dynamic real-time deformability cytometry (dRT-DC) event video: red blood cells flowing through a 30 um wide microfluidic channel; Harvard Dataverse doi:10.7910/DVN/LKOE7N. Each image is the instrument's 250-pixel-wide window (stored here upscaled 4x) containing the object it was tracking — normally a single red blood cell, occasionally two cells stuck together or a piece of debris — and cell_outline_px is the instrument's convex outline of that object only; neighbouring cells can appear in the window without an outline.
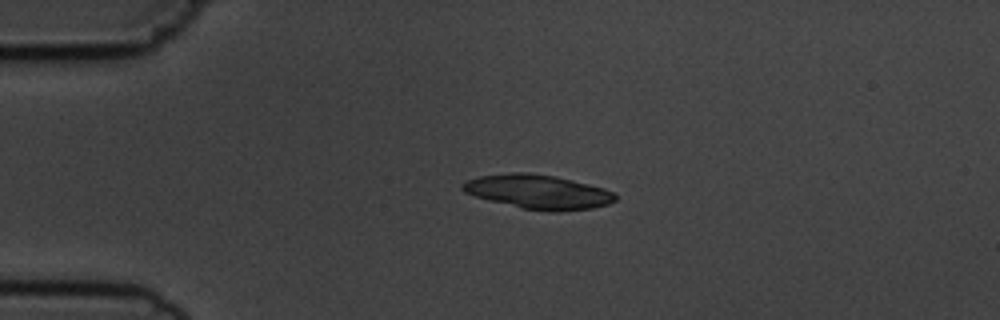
{"species": "common noctule bat (a hibernating species)", "species_latin": "Nyctalus noctula", "temperature_condition": "cold", "stored_images_in_passage": 3, "camera_frame_rate_fps": 3000, "um_per_image_px": 0.085, "animal": {"sex": "male", "body_mass_g": 19.5, "forearm_length_mm": 54.6}, "frame": {"image": 1, "passage_image": 3, "time_ms": 2.333, "image_size_px": [1000, 320], "cell_outline_px": [[616, 200], [608, 204], [592, 208], [560, 212], [552, 212], [520, 208], [476, 196], [464, 192], [460, 188], [460, 184], [468, 180], [480, 176], [512, 172], [528, 172], [556, 176], [604, 188], [612, 192], [616, 196]], "centroid_in_image_um": [45.74, 16.3], "position_along_channel_um": 39.3, "area_um2": 30.4}}